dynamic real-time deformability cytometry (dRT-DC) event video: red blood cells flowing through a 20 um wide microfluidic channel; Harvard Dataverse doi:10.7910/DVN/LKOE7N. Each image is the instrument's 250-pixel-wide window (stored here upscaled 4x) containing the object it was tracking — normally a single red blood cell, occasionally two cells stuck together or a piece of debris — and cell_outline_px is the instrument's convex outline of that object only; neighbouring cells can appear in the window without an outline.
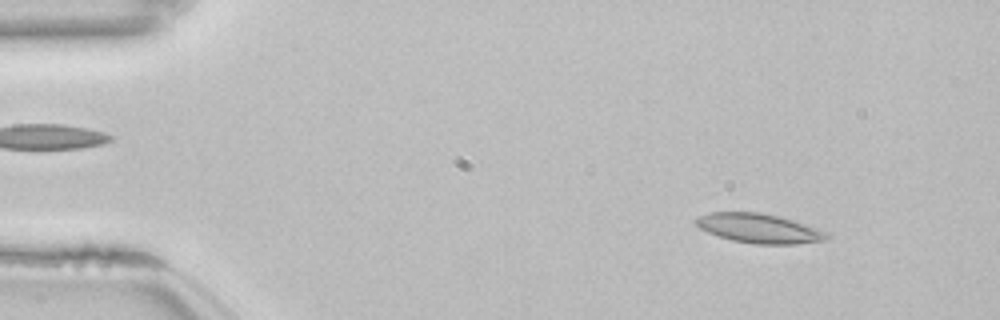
{"species": "common noctule bat (a hibernating species)", "species_latin": "Nyctalus noctula", "temperature_condition": "room temperature", "stored_images_in_passage": 53, "camera_frame_rate_fps": 3000, "um_per_image_px": 0.085, "animal": {"sex": "female", "body_mass_g": 22.7, "forearm_length_mm": 54.2}, "frame": {"image": 1, "passage_image": 6, "time_ms": 1.667, "image_size_px": [1000, 320], "cell_outline_px": [[828, 236], [824, 240], [796, 244], [756, 244], [732, 240], [708, 232], [700, 228], [692, 220], [708, 212], [760, 212], [780, 216], [828, 232]], "centroid_in_image_um": [64.49, 19.4], "position_along_channel_um": 20.5, "area_um2": 22.25}}
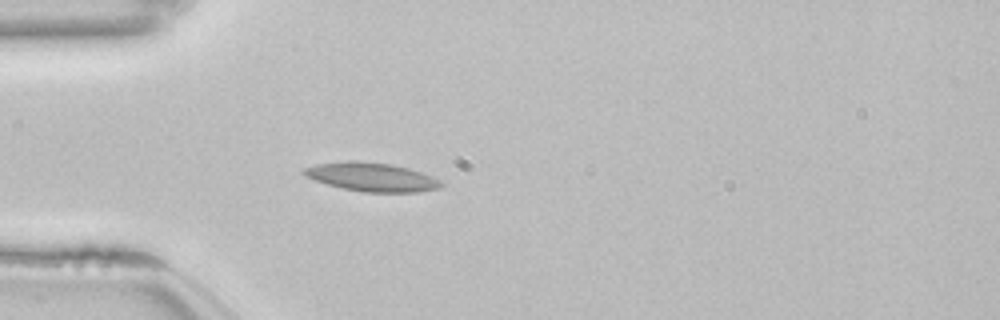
{"frame": {"image": 2, "passage_image": 15, "time_ms": 4.667, "image_size_px": [1000, 320], "cell_outline_px": [[444, 184], [440, 188], [420, 192], [364, 192], [344, 188], [328, 184], [316, 180], [300, 172], [304, 168], [316, 164], [348, 160], [356, 160], [392, 164], [408, 168], [432, 176], [440, 180]], "centroid_in_image_um": [31.62, 15.04], "position_along_channel_um": 53.4, "area_um2": 22.89}}
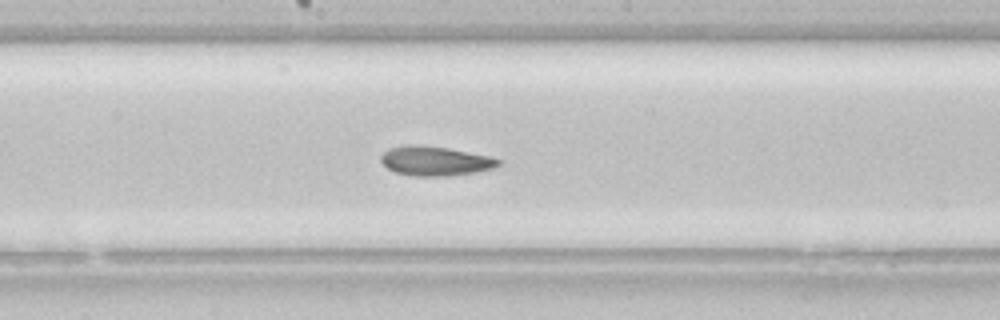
{"frame": {"image": 3, "passage_image": 28, "time_ms": 9.0, "image_size_px": [1000, 320], "cell_outline_px": [[500, 164], [496, 168], [448, 176], [412, 176], [396, 172], [388, 168], [380, 160], [380, 156], [388, 148], [408, 144], [420, 144], [448, 148], [492, 156], [500, 160]], "centroid_in_image_um": [36.99, 13.67], "position_along_channel_um": 211.2, "area_um2": 20.29}, "authors_computed_cell_mechanics": {"area_um2": 21.3282, "velocity_mm_per_s": 3.8337, "shape_relaxation_time_tau1_ms": 10.7355, "shape_relaxation_time_tau2_ms": 3.6814, "deformation_change_tau1": 0.2155, "deformation_change_tau2": 0.1013}}